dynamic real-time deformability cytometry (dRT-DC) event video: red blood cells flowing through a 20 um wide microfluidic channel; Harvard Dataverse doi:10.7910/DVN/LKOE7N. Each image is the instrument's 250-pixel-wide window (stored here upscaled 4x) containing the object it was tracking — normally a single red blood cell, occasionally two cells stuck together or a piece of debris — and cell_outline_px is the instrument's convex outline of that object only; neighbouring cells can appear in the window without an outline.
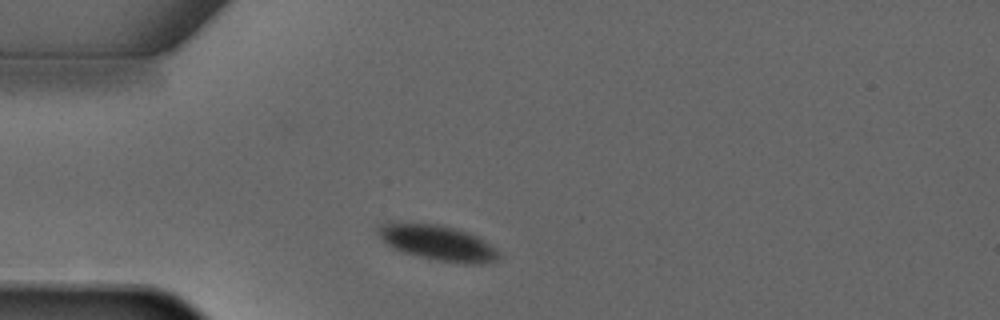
{"species": "common noctule bat (a hibernating species)", "species_latin": "Nyctalus noctula", "temperature_condition": "warm", "stored_images_in_passage": 1, "camera_frame_rate_fps": 3000, "um_per_image_px": 0.085, "animal": {"sex": "male", "forearm_length_mm": 52.5}, "frame": {"image": 1, "passage_image": 1, "time_ms": 0.0, "image_size_px": [1000, 320], "cell_outline_px": [[500, 260], [480, 264], [468, 264], [436, 260], [404, 252], [388, 244], [376, 232], [376, 228], [380, 224], [436, 224], [468, 232], [484, 240], [496, 248], [500, 252]], "centroid_in_image_um": [37.3, 20.66], "position_along_channel_um": 47.7, "area_um2": 24.28}}